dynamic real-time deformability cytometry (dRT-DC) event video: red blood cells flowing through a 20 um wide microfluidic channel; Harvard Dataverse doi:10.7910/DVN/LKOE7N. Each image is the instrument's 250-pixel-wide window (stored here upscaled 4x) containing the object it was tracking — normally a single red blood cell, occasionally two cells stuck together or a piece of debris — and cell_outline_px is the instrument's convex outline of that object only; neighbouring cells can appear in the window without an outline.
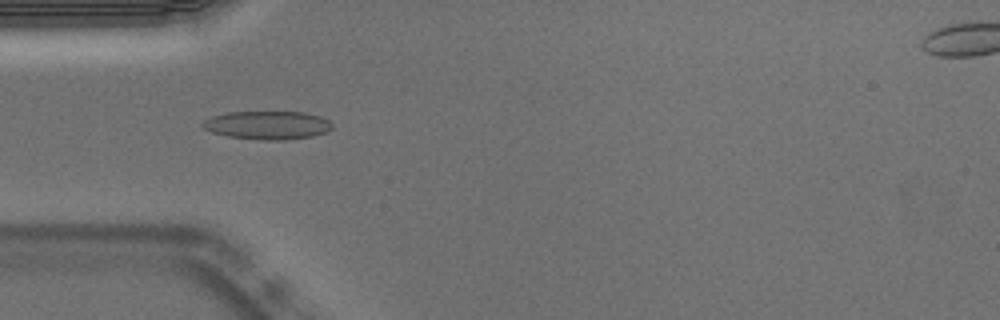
{"species": "Egyptian fruit bat (a non-hibernating species)", "species_latin": "Rousettus aegyptiacus", "temperature_condition": "warm", "stored_images_in_passage": 39, "camera_frame_rate_fps": 3000, "um_per_image_px": 0.085, "animal": {"sex": "male"}, "frame": {"image": 1, "passage_image": 2, "time_ms": 0.333, "image_size_px": [1000, 320], "cell_outline_px": [[332, 128], [328, 132], [312, 136], [284, 140], [260, 140], [228, 136], [212, 132], [204, 128], [200, 124], [204, 120], [212, 116], [228, 112], [304, 112], [320, 116], [328, 120], [332, 124]], "centroid_in_image_um": [22.74, 10.64], "position_along_channel_um": 62.3, "area_um2": 21.44}}
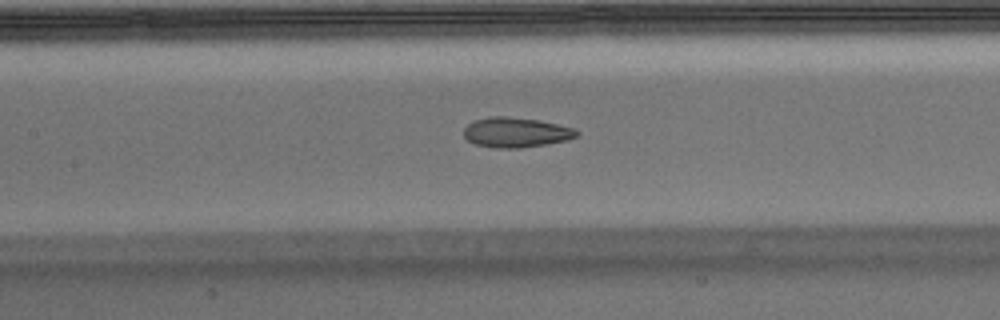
{"frame": {"image": 2, "passage_image": 10, "time_ms": 3.0, "image_size_px": [1000, 320], "cell_outline_px": [[580, 132], [576, 136], [568, 140], [548, 144], [520, 148], [496, 148], [476, 144], [468, 140], [464, 136], [464, 128], [472, 120], [492, 116], [508, 116], [540, 120], [576, 128]], "centroid_in_image_um": [43.88, 11.24], "position_along_channel_um": 163.5, "area_um2": 19.94}}
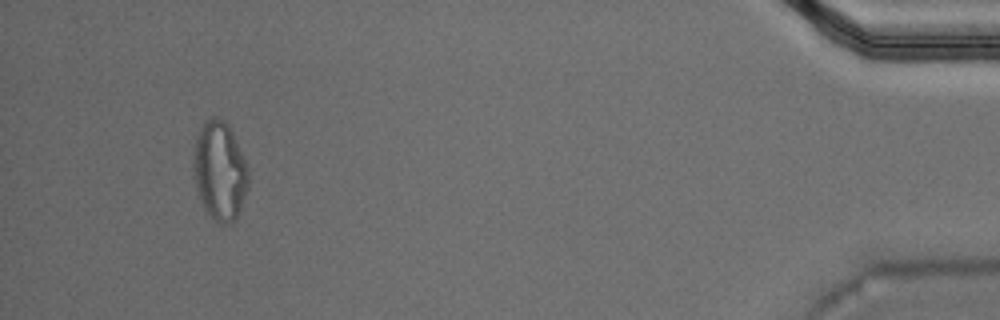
{"frame": {"image": 3, "passage_image": 36, "time_ms": 11.667, "image_size_px": [1000, 320], "cell_outline_px": [[248, 188], [236, 220], [232, 224], [220, 224], [204, 208], [200, 200], [196, 188], [192, 172], [192, 148], [196, 136], [204, 120], [212, 116], [216, 116], [224, 120], [232, 132], [248, 168]], "centroid_in_image_um": [18.64, 14.51], "position_along_channel_um": 416.6, "area_um2": 32.08}, "authors_computed_cell_mechanics": {"area_um2": 20.8658, "velocity_mm_per_s": 3.7664, "shape_relaxation_time_tau1_ms": null, "shape_relaxation_time_tau2_ms": 2.4877, "deformation_change_tau1": null, "deformation_change_tau2": 0.0901}}